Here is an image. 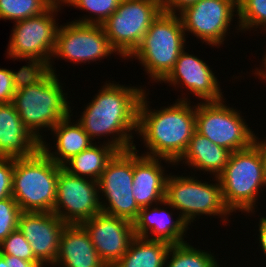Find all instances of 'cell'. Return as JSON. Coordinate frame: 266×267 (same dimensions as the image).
<instances>
[{
    "mask_svg": "<svg viewBox=\"0 0 266 267\" xmlns=\"http://www.w3.org/2000/svg\"><path fill=\"white\" fill-rule=\"evenodd\" d=\"M112 82H105L86 105L78 123L93 141L112 135L106 143L125 151L135 147L132 131L137 132L138 106L145 90Z\"/></svg>",
    "mask_w": 266,
    "mask_h": 267,
    "instance_id": "cell-1",
    "label": "cell"
},
{
    "mask_svg": "<svg viewBox=\"0 0 266 267\" xmlns=\"http://www.w3.org/2000/svg\"><path fill=\"white\" fill-rule=\"evenodd\" d=\"M146 91L138 106L137 133L149 152L142 155L164 158L174 164L185 153L196 131L195 105L185 96L160 110L149 109Z\"/></svg>",
    "mask_w": 266,
    "mask_h": 267,
    "instance_id": "cell-2",
    "label": "cell"
},
{
    "mask_svg": "<svg viewBox=\"0 0 266 267\" xmlns=\"http://www.w3.org/2000/svg\"><path fill=\"white\" fill-rule=\"evenodd\" d=\"M57 76L46 68H28L20 77L14 94L12 103L19 117L40 141L44 136L39 131L52 130L72 112L68 93L63 92V84Z\"/></svg>",
    "mask_w": 266,
    "mask_h": 267,
    "instance_id": "cell-3",
    "label": "cell"
},
{
    "mask_svg": "<svg viewBox=\"0 0 266 267\" xmlns=\"http://www.w3.org/2000/svg\"><path fill=\"white\" fill-rule=\"evenodd\" d=\"M62 168L41 149L31 157L14 158L12 197L22 212H53Z\"/></svg>",
    "mask_w": 266,
    "mask_h": 267,
    "instance_id": "cell-4",
    "label": "cell"
},
{
    "mask_svg": "<svg viewBox=\"0 0 266 267\" xmlns=\"http://www.w3.org/2000/svg\"><path fill=\"white\" fill-rule=\"evenodd\" d=\"M185 36L179 15L161 12L129 58H137L152 81L162 82L186 49Z\"/></svg>",
    "mask_w": 266,
    "mask_h": 267,
    "instance_id": "cell-5",
    "label": "cell"
},
{
    "mask_svg": "<svg viewBox=\"0 0 266 267\" xmlns=\"http://www.w3.org/2000/svg\"><path fill=\"white\" fill-rule=\"evenodd\" d=\"M60 5L61 0H56L42 14L16 21L11 31L7 57L28 60L26 66L29 69L46 68L56 73L51 58L59 29L55 17L61 10Z\"/></svg>",
    "mask_w": 266,
    "mask_h": 267,
    "instance_id": "cell-6",
    "label": "cell"
},
{
    "mask_svg": "<svg viewBox=\"0 0 266 267\" xmlns=\"http://www.w3.org/2000/svg\"><path fill=\"white\" fill-rule=\"evenodd\" d=\"M224 203L230 212L254 213L262 187H266L262 160L258 149L250 147L230 154L227 165L217 176Z\"/></svg>",
    "mask_w": 266,
    "mask_h": 267,
    "instance_id": "cell-7",
    "label": "cell"
},
{
    "mask_svg": "<svg viewBox=\"0 0 266 267\" xmlns=\"http://www.w3.org/2000/svg\"><path fill=\"white\" fill-rule=\"evenodd\" d=\"M202 183L197 177L168 175L163 206L180 210L179 215L189 224L200 215L219 216L226 225L230 211L224 203L222 187L214 182ZM181 213V214H180Z\"/></svg>",
    "mask_w": 266,
    "mask_h": 267,
    "instance_id": "cell-8",
    "label": "cell"
},
{
    "mask_svg": "<svg viewBox=\"0 0 266 267\" xmlns=\"http://www.w3.org/2000/svg\"><path fill=\"white\" fill-rule=\"evenodd\" d=\"M161 12L160 0H122L101 24L117 55L128 59Z\"/></svg>",
    "mask_w": 266,
    "mask_h": 267,
    "instance_id": "cell-9",
    "label": "cell"
},
{
    "mask_svg": "<svg viewBox=\"0 0 266 267\" xmlns=\"http://www.w3.org/2000/svg\"><path fill=\"white\" fill-rule=\"evenodd\" d=\"M220 101L200 102L195 106L196 131L231 153L250 147L254 131L233 107Z\"/></svg>",
    "mask_w": 266,
    "mask_h": 267,
    "instance_id": "cell-10",
    "label": "cell"
},
{
    "mask_svg": "<svg viewBox=\"0 0 266 267\" xmlns=\"http://www.w3.org/2000/svg\"><path fill=\"white\" fill-rule=\"evenodd\" d=\"M133 149L118 151L107 163L98 180L102 213L134 222L140 207L133 197Z\"/></svg>",
    "mask_w": 266,
    "mask_h": 267,
    "instance_id": "cell-11",
    "label": "cell"
},
{
    "mask_svg": "<svg viewBox=\"0 0 266 267\" xmlns=\"http://www.w3.org/2000/svg\"><path fill=\"white\" fill-rule=\"evenodd\" d=\"M101 199L98 181L59 171L53 213L65 224L81 225L101 213Z\"/></svg>",
    "mask_w": 266,
    "mask_h": 267,
    "instance_id": "cell-12",
    "label": "cell"
},
{
    "mask_svg": "<svg viewBox=\"0 0 266 267\" xmlns=\"http://www.w3.org/2000/svg\"><path fill=\"white\" fill-rule=\"evenodd\" d=\"M234 12L238 15V0H200L179 12L184 32L194 34L209 46H221Z\"/></svg>",
    "mask_w": 266,
    "mask_h": 267,
    "instance_id": "cell-13",
    "label": "cell"
},
{
    "mask_svg": "<svg viewBox=\"0 0 266 267\" xmlns=\"http://www.w3.org/2000/svg\"><path fill=\"white\" fill-rule=\"evenodd\" d=\"M113 53L117 54L102 25L71 21L59 27L52 57H60L73 64H85L107 58Z\"/></svg>",
    "mask_w": 266,
    "mask_h": 267,
    "instance_id": "cell-14",
    "label": "cell"
},
{
    "mask_svg": "<svg viewBox=\"0 0 266 267\" xmlns=\"http://www.w3.org/2000/svg\"><path fill=\"white\" fill-rule=\"evenodd\" d=\"M81 225L107 267H113L122 258L135 237L132 222L102 212Z\"/></svg>",
    "mask_w": 266,
    "mask_h": 267,
    "instance_id": "cell-15",
    "label": "cell"
},
{
    "mask_svg": "<svg viewBox=\"0 0 266 267\" xmlns=\"http://www.w3.org/2000/svg\"><path fill=\"white\" fill-rule=\"evenodd\" d=\"M65 224L53 212H21L18 229L30 243L35 258L43 265H54Z\"/></svg>",
    "mask_w": 266,
    "mask_h": 267,
    "instance_id": "cell-16",
    "label": "cell"
},
{
    "mask_svg": "<svg viewBox=\"0 0 266 267\" xmlns=\"http://www.w3.org/2000/svg\"><path fill=\"white\" fill-rule=\"evenodd\" d=\"M163 82L175 87L177 85L178 88L185 85L184 87L202 102L220 101L224 97L212 69L202 59L185 52V49Z\"/></svg>",
    "mask_w": 266,
    "mask_h": 267,
    "instance_id": "cell-17",
    "label": "cell"
},
{
    "mask_svg": "<svg viewBox=\"0 0 266 267\" xmlns=\"http://www.w3.org/2000/svg\"><path fill=\"white\" fill-rule=\"evenodd\" d=\"M138 150L133 148V197L137 205L142 208L152 206L165 199L166 179L165 168L161 160L167 164L172 161L164 158L149 157L138 154ZM160 160V161H159ZM153 203V204H152Z\"/></svg>",
    "mask_w": 266,
    "mask_h": 267,
    "instance_id": "cell-18",
    "label": "cell"
},
{
    "mask_svg": "<svg viewBox=\"0 0 266 267\" xmlns=\"http://www.w3.org/2000/svg\"><path fill=\"white\" fill-rule=\"evenodd\" d=\"M41 148V141L25 126L12 102L0 103V157L27 158Z\"/></svg>",
    "mask_w": 266,
    "mask_h": 267,
    "instance_id": "cell-19",
    "label": "cell"
},
{
    "mask_svg": "<svg viewBox=\"0 0 266 267\" xmlns=\"http://www.w3.org/2000/svg\"><path fill=\"white\" fill-rule=\"evenodd\" d=\"M161 204L162 202L157 203V207L152 205L140 209L133 222L135 236L165 241L171 245L187 242L184 240V233L189 229V224L180 215L173 220L171 212L158 207Z\"/></svg>",
    "mask_w": 266,
    "mask_h": 267,
    "instance_id": "cell-20",
    "label": "cell"
},
{
    "mask_svg": "<svg viewBox=\"0 0 266 267\" xmlns=\"http://www.w3.org/2000/svg\"><path fill=\"white\" fill-rule=\"evenodd\" d=\"M60 267H107L82 225L67 224L60 239L58 257L53 265Z\"/></svg>",
    "mask_w": 266,
    "mask_h": 267,
    "instance_id": "cell-21",
    "label": "cell"
},
{
    "mask_svg": "<svg viewBox=\"0 0 266 267\" xmlns=\"http://www.w3.org/2000/svg\"><path fill=\"white\" fill-rule=\"evenodd\" d=\"M71 115L58 122L51 130L56 136V150L51 152L49 144L41 141V150L56 164L63 165L71 157L81 153L94 144L93 140L76 121L72 124Z\"/></svg>",
    "mask_w": 266,
    "mask_h": 267,
    "instance_id": "cell-22",
    "label": "cell"
},
{
    "mask_svg": "<svg viewBox=\"0 0 266 267\" xmlns=\"http://www.w3.org/2000/svg\"><path fill=\"white\" fill-rule=\"evenodd\" d=\"M231 152L224 147L211 142L197 131L194 132L188 147L182 157L175 163L187 164L196 170L213 174L217 177L227 165Z\"/></svg>",
    "mask_w": 266,
    "mask_h": 267,
    "instance_id": "cell-23",
    "label": "cell"
},
{
    "mask_svg": "<svg viewBox=\"0 0 266 267\" xmlns=\"http://www.w3.org/2000/svg\"><path fill=\"white\" fill-rule=\"evenodd\" d=\"M117 152L116 148L105 142L99 146L95 142L89 148L71 157L62 167L71 175L98 181L107 163Z\"/></svg>",
    "mask_w": 266,
    "mask_h": 267,
    "instance_id": "cell-24",
    "label": "cell"
},
{
    "mask_svg": "<svg viewBox=\"0 0 266 267\" xmlns=\"http://www.w3.org/2000/svg\"><path fill=\"white\" fill-rule=\"evenodd\" d=\"M171 244L135 236L127 252L113 267H164Z\"/></svg>",
    "mask_w": 266,
    "mask_h": 267,
    "instance_id": "cell-25",
    "label": "cell"
},
{
    "mask_svg": "<svg viewBox=\"0 0 266 267\" xmlns=\"http://www.w3.org/2000/svg\"><path fill=\"white\" fill-rule=\"evenodd\" d=\"M213 254L186 242L174 244L168 250L164 267H219Z\"/></svg>",
    "mask_w": 266,
    "mask_h": 267,
    "instance_id": "cell-26",
    "label": "cell"
},
{
    "mask_svg": "<svg viewBox=\"0 0 266 267\" xmlns=\"http://www.w3.org/2000/svg\"><path fill=\"white\" fill-rule=\"evenodd\" d=\"M56 0H0V19L14 22L38 16Z\"/></svg>",
    "mask_w": 266,
    "mask_h": 267,
    "instance_id": "cell-27",
    "label": "cell"
},
{
    "mask_svg": "<svg viewBox=\"0 0 266 267\" xmlns=\"http://www.w3.org/2000/svg\"><path fill=\"white\" fill-rule=\"evenodd\" d=\"M121 1L122 0H61L63 5L67 4V6H73L89 12L88 16L85 15L83 19L80 17L79 20H75L74 22L99 25L116 11Z\"/></svg>",
    "mask_w": 266,
    "mask_h": 267,
    "instance_id": "cell-28",
    "label": "cell"
},
{
    "mask_svg": "<svg viewBox=\"0 0 266 267\" xmlns=\"http://www.w3.org/2000/svg\"><path fill=\"white\" fill-rule=\"evenodd\" d=\"M238 28L248 31L264 27L266 30V0H238Z\"/></svg>",
    "mask_w": 266,
    "mask_h": 267,
    "instance_id": "cell-29",
    "label": "cell"
},
{
    "mask_svg": "<svg viewBox=\"0 0 266 267\" xmlns=\"http://www.w3.org/2000/svg\"><path fill=\"white\" fill-rule=\"evenodd\" d=\"M0 254L11 255L26 261H38L30 247V243L19 229L11 232L0 243Z\"/></svg>",
    "mask_w": 266,
    "mask_h": 267,
    "instance_id": "cell-30",
    "label": "cell"
},
{
    "mask_svg": "<svg viewBox=\"0 0 266 267\" xmlns=\"http://www.w3.org/2000/svg\"><path fill=\"white\" fill-rule=\"evenodd\" d=\"M21 209L15 199L7 197L0 200V243L13 231L18 229Z\"/></svg>",
    "mask_w": 266,
    "mask_h": 267,
    "instance_id": "cell-31",
    "label": "cell"
},
{
    "mask_svg": "<svg viewBox=\"0 0 266 267\" xmlns=\"http://www.w3.org/2000/svg\"><path fill=\"white\" fill-rule=\"evenodd\" d=\"M28 67L22 66L19 71L0 68V103L13 102L20 77Z\"/></svg>",
    "mask_w": 266,
    "mask_h": 267,
    "instance_id": "cell-32",
    "label": "cell"
},
{
    "mask_svg": "<svg viewBox=\"0 0 266 267\" xmlns=\"http://www.w3.org/2000/svg\"><path fill=\"white\" fill-rule=\"evenodd\" d=\"M14 158L0 157V200L12 196Z\"/></svg>",
    "mask_w": 266,
    "mask_h": 267,
    "instance_id": "cell-33",
    "label": "cell"
},
{
    "mask_svg": "<svg viewBox=\"0 0 266 267\" xmlns=\"http://www.w3.org/2000/svg\"><path fill=\"white\" fill-rule=\"evenodd\" d=\"M200 0H160L162 12L176 14Z\"/></svg>",
    "mask_w": 266,
    "mask_h": 267,
    "instance_id": "cell-34",
    "label": "cell"
},
{
    "mask_svg": "<svg viewBox=\"0 0 266 267\" xmlns=\"http://www.w3.org/2000/svg\"><path fill=\"white\" fill-rule=\"evenodd\" d=\"M5 258V267H43L39 261H26L11 255H2Z\"/></svg>",
    "mask_w": 266,
    "mask_h": 267,
    "instance_id": "cell-35",
    "label": "cell"
},
{
    "mask_svg": "<svg viewBox=\"0 0 266 267\" xmlns=\"http://www.w3.org/2000/svg\"><path fill=\"white\" fill-rule=\"evenodd\" d=\"M260 138H258L256 135L254 137L253 140V145L258 149L259 151V155L261 157L262 160V166H263V172H264V176L266 178V139H264L263 141L259 140ZM259 140V141H258Z\"/></svg>",
    "mask_w": 266,
    "mask_h": 267,
    "instance_id": "cell-36",
    "label": "cell"
},
{
    "mask_svg": "<svg viewBox=\"0 0 266 267\" xmlns=\"http://www.w3.org/2000/svg\"><path fill=\"white\" fill-rule=\"evenodd\" d=\"M259 247L261 246L262 251L264 252L263 255L266 256V217H261L259 221Z\"/></svg>",
    "mask_w": 266,
    "mask_h": 267,
    "instance_id": "cell-37",
    "label": "cell"
},
{
    "mask_svg": "<svg viewBox=\"0 0 266 267\" xmlns=\"http://www.w3.org/2000/svg\"><path fill=\"white\" fill-rule=\"evenodd\" d=\"M266 53V52H265ZM264 62H262L264 64L261 65V67H264V69H258L256 68V72H254V74H256V77L258 75V78H263V80L266 81V54L264 55V58L262 59Z\"/></svg>",
    "mask_w": 266,
    "mask_h": 267,
    "instance_id": "cell-38",
    "label": "cell"
},
{
    "mask_svg": "<svg viewBox=\"0 0 266 267\" xmlns=\"http://www.w3.org/2000/svg\"><path fill=\"white\" fill-rule=\"evenodd\" d=\"M0 267H5V258L0 254Z\"/></svg>",
    "mask_w": 266,
    "mask_h": 267,
    "instance_id": "cell-39",
    "label": "cell"
}]
</instances>
